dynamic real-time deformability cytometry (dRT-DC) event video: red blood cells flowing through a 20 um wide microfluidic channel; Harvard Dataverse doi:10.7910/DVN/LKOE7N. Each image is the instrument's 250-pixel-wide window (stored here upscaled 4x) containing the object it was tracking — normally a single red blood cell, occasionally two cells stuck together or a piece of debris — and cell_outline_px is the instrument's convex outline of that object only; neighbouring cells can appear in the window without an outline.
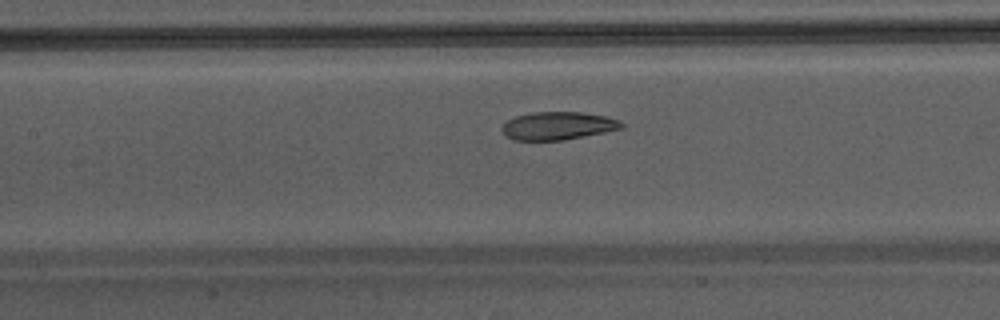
{"species": "Egyptian fruit bat (a non-hibernating species)", "species_latin": "Rousettus aegyptiacus", "temperature_condition": "warm", "stored_images_in_passage": 24, "camera_frame_rate_fps": 3000, "um_per_image_px": 0.085, "animal": {"sex": "male"}, "frame": {"image": 1, "passage_image": 8, "time_ms": 2.333, "image_size_px": [1000, 320], "cell_outline_px": [[624, 128], [564, 140], [512, 140], [500, 128], [508, 120], [516, 116], [532, 112], [580, 112], [604, 116], [620, 120], [624, 124]], "centroid_in_image_um": [47.44, 10.69], "position_along_channel_um": 160.0, "area_um2": 19.36}}
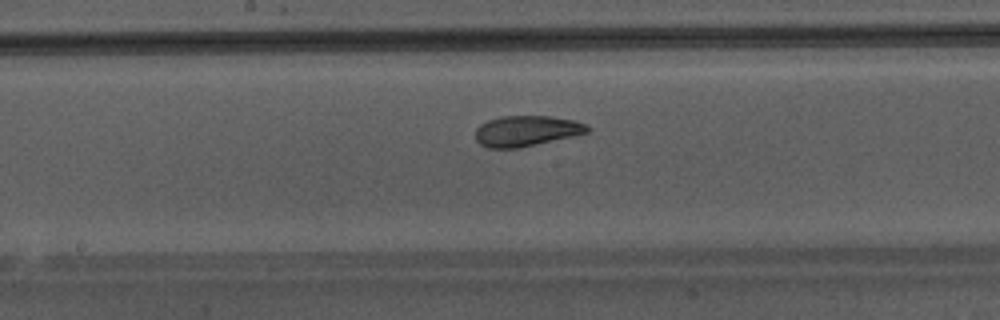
{"frame": {"image": 2, "passage_image": 11, "time_ms": 3.333, "image_size_px": [1000, 320], "cell_outline_px": [[592, 128], [588, 132], [572, 136], [520, 148], [488, 148], [480, 144], [476, 140], [476, 128], [480, 124], [488, 120], [500, 116], [548, 116], [572, 120], [584, 124]], "centroid_in_image_um": [44.71, 11.13], "position_along_channel_um": 203.5, "area_um2": 19.88}}